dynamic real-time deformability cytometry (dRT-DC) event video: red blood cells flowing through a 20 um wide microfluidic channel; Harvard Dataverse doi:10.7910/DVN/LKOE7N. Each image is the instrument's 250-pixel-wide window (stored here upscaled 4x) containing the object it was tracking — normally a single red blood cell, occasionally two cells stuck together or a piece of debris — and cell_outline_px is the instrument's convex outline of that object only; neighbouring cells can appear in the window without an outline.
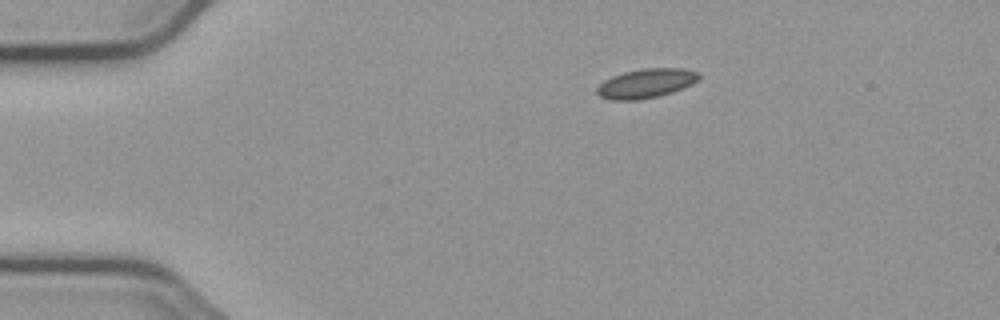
{"species": "common noctule bat (a hibernating species)", "species_latin": "Nyctalus noctula", "temperature_condition": "cold", "stored_images_in_passage": 7, "camera_frame_rate_fps": 3000, "um_per_image_px": 0.085, "animal": {"sex": "male", "body_mass_g": 23.1, "forearm_length_mm": 52.7}, "frame": {"image": 1, "passage_image": 1, "time_ms": 0.0, "image_size_px": [1000, 320], "cell_outline_px": [[700, 80], [692, 84], [672, 92], [656, 96], [636, 100], [612, 100], [600, 96], [596, 92], [596, 88], [604, 80], [612, 76], [624, 72], [640, 68], [684, 68], [700, 72]], "centroid_in_image_um": [54.94, 7.07], "position_along_channel_um": 30.1, "area_um2": 17.46}}
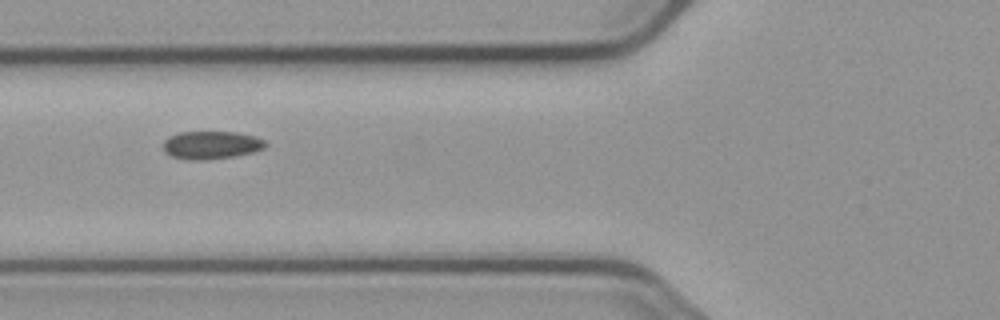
{"frame": {"image": 2, "passage_image": 4, "time_ms": 3.667, "image_size_px": [1000, 320], "cell_outline_px": [[268, 144], [264, 148], [252, 152], [232, 156], [204, 160], [188, 160], [172, 156], [164, 152], [164, 140], [168, 136], [180, 132], [236, 132], [256, 136], [264, 140]], "centroid_in_image_um": [17.95, 12.32], "position_along_channel_um": 107.9, "area_um2": 16.65}}
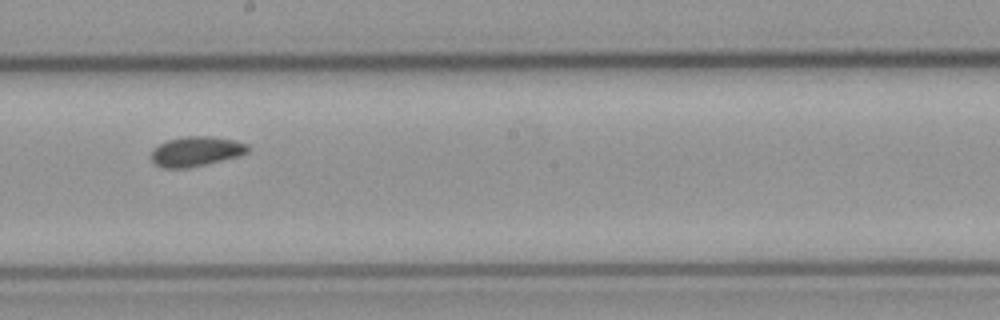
{"frame": {"image": 3, "passage_image": 7, "time_ms": 7.0, "image_size_px": [1000, 320], "cell_outline_px": [[248, 152], [236, 156], [188, 168], [164, 168], [156, 164], [152, 160], [152, 148], [168, 140], [180, 136], [212, 136], [232, 140], [248, 144]], "centroid_in_image_um": [16.63, 12.85], "position_along_channel_um": 231.6, "area_um2": 16.53}}